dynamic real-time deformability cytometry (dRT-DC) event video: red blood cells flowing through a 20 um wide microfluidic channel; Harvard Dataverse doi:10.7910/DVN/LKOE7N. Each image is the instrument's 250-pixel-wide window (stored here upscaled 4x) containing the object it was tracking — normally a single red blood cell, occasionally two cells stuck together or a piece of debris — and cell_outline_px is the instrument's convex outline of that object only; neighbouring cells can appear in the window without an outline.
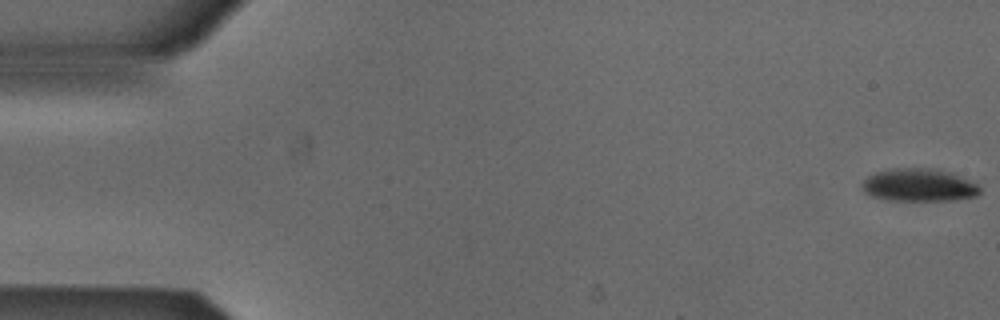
{"species": "Egyptian fruit bat (a non-hibernating species)", "species_latin": "Rousettus aegyptiacus", "temperature_condition": "cold", "stored_images_in_passage": 52, "camera_frame_rate_fps": 3000, "um_per_image_px": 0.085, "animal": {"sex": "male"}, "frame": {"image": 1, "passage_image": 1, "time_ms": 0.0, "image_size_px": [1000, 320], "cell_outline_px": [[980, 192], [976, 196], [952, 200], [884, 200], [872, 196], [864, 192], [864, 180], [868, 176], [876, 172], [896, 168], [932, 168], [948, 172], [976, 184], [980, 188]], "centroid_in_image_um": [78.08, 15.74], "position_along_channel_um": 6.9, "area_um2": 22.08}}
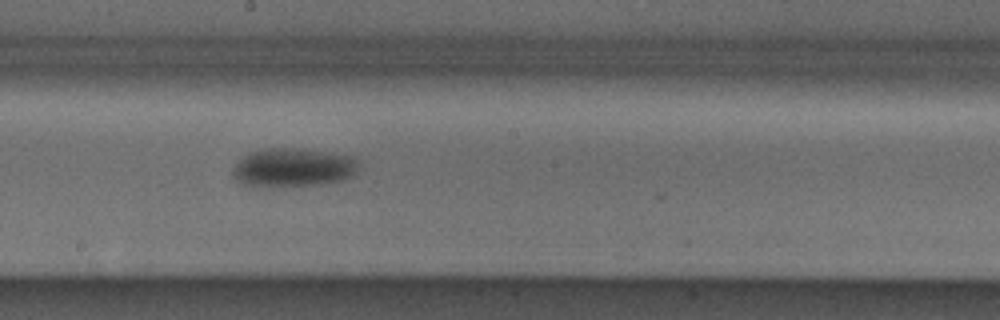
{"frame": {"image": 2, "passage_image": 29, "time_ms": 9.333, "image_size_px": [1000, 320], "cell_outline_px": [[356, 164], [352, 176], [340, 180], [320, 184], [268, 188], [240, 184], [232, 176], [232, 172], [236, 164], [248, 152], [264, 148], [304, 148], [352, 156]], "centroid_in_image_um": [24.81, 14.25], "position_along_channel_um": 223.4, "area_um2": 28.55}}
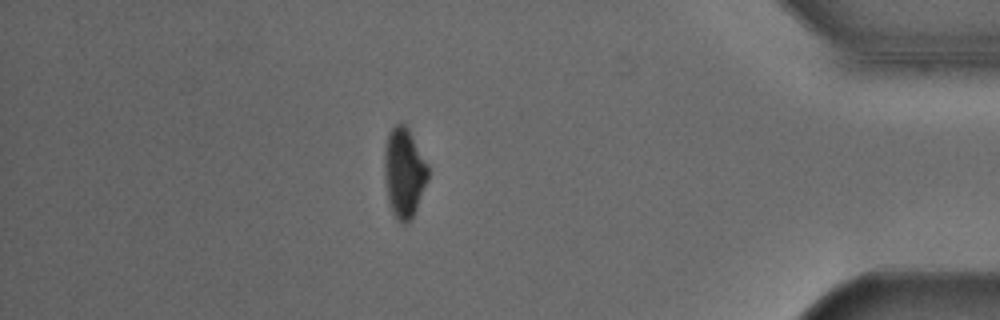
{"frame": {"image": 3, "passage_image": 46, "time_ms": 15.0, "image_size_px": [1000, 320], "cell_outline_px": [[428, 180], [412, 220], [408, 224], [404, 224], [396, 220], [392, 212], [388, 200], [384, 180], [384, 152], [388, 132], [400, 120], [404, 120], [428, 164]], "centroid_in_image_um": [34.34, 14.67], "position_along_channel_um": 400.9, "area_um2": 23.41}, "authors_computed_cell_mechanics": {"area_um2": 25.7499, "velocity_mm_per_s": 3.8845, "shape_relaxation_time_tau1_ms": 2.13, "shape_relaxation_time_tau2_ms": null, "deformation_change_tau1": 0.0857, "deformation_change_tau2": null}}